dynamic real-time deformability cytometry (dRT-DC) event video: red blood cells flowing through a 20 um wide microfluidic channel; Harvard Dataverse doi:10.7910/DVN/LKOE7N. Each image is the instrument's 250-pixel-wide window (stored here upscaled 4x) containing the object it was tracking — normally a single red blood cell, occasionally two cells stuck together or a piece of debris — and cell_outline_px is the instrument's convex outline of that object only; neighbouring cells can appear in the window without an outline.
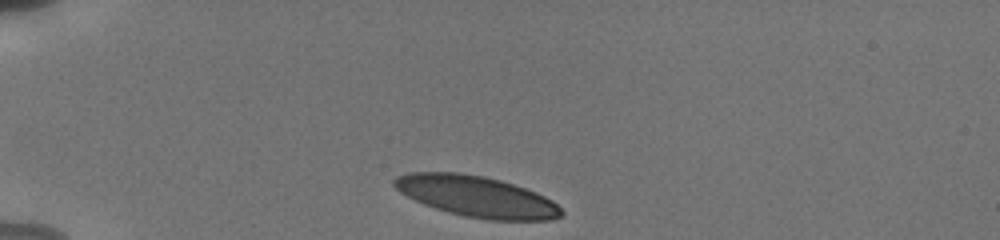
{"species": "human", "species_latin": "Homo sapiens", "temperature_condition": "cold", "stored_images_in_passage": 34, "camera_frame_rate_fps": 3000, "um_per_image_px": 0.085, "donor": {"sex": "male"}, "frame": {"image": 1, "passage_image": 1, "time_ms": 0.0, "image_size_px": [1000, 240], "cell_outline_px": [[564, 212], [560, 216], [552, 220], [488, 220], [464, 216], [448, 212], [424, 204], [400, 192], [392, 184], [392, 180], [396, 176], [408, 172], [460, 172], [484, 176], [500, 180], [536, 192], [552, 200]], "centroid_in_image_um": [40.49, 16.69], "position_along_channel_um": 44.5, "area_um2": 39.82}}
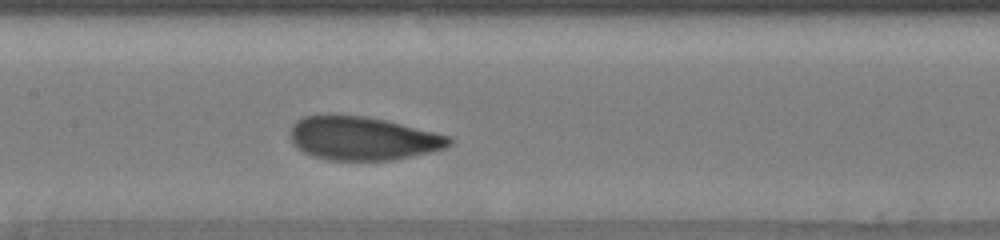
{"frame": {"image": 2, "passage_image": 15, "time_ms": 4.667, "image_size_px": [1000, 240], "cell_outline_px": [[452, 144], [444, 148], [428, 152], [392, 160], [328, 160], [312, 156], [296, 148], [292, 144], [292, 124], [296, 120], [304, 116], [328, 112], [364, 116], [384, 120], [448, 136], [452, 140]], "centroid_in_image_um": [30.73, 11.74], "position_along_channel_um": 176.7, "area_um2": 40.4}}
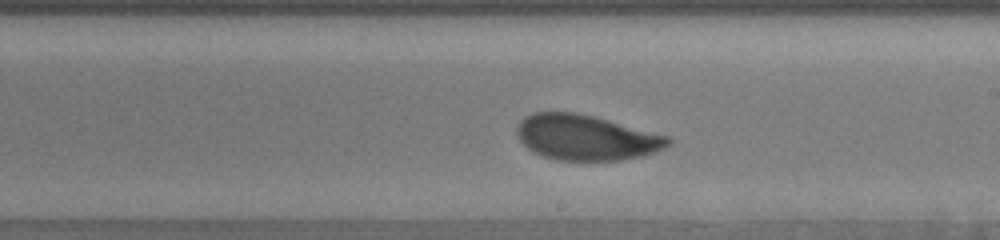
{"frame": {"image": 3, "passage_image": 20, "time_ms": 6.333, "image_size_px": [1000, 240], "cell_outline_px": [[672, 140], [664, 148], [656, 152], [644, 156], [620, 160], [560, 160], [540, 156], [528, 148], [520, 140], [516, 132], [516, 128], [520, 120], [524, 116], [532, 112], [576, 112], [592, 116], [668, 136]], "centroid_in_image_um": [49.78, 11.69], "position_along_channel_um": 239.2, "area_um2": 39.82}, "authors_computed_cell_mechanics": {"area_um2": 40.3733, "velocity_mm_per_s": 3.7861, "shape_relaxation_time_tau1_ms": 2.6513, "shape_relaxation_time_tau2_ms": 0.8239, "deformation_change_tau1": 0.1166, "deformation_change_tau2": 0.0561}}